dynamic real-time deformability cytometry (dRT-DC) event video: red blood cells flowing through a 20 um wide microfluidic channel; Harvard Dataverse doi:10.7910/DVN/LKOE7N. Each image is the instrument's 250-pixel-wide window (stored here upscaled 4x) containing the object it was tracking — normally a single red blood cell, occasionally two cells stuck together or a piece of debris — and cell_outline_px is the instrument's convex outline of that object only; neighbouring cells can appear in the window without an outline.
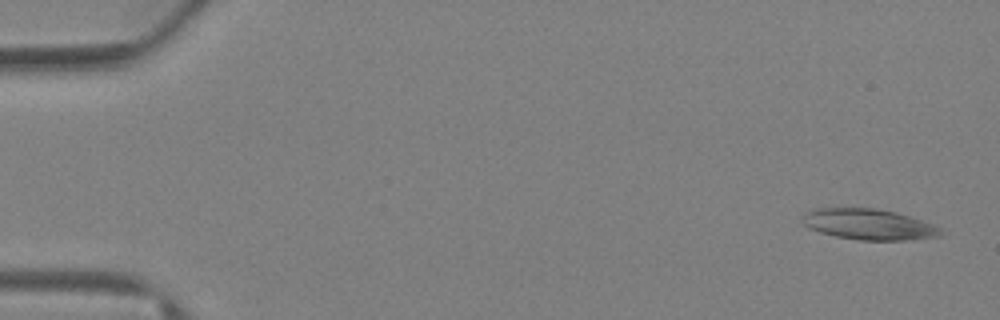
{"species": "Egyptian fruit bat (a non-hibernating species)", "species_latin": "Rousettus aegyptiacus", "temperature_condition": "warm", "stored_images_in_passage": 10, "camera_frame_rate_fps": 3000, "um_per_image_px": 0.085, "animal": {"sex": "female"}, "frame": {"image": 1, "passage_image": 2, "time_ms": 0.333, "image_size_px": [1000, 320], "cell_outline_px": [[944, 236], [904, 240], [860, 240], [836, 236], [820, 232], [808, 228], [800, 220], [808, 212], [816, 208], [876, 208], [896, 212], [932, 224], [940, 228], [944, 232]], "centroid_in_image_um": [73.86, 19.07], "position_along_channel_um": 11.1, "area_um2": 24.74}}